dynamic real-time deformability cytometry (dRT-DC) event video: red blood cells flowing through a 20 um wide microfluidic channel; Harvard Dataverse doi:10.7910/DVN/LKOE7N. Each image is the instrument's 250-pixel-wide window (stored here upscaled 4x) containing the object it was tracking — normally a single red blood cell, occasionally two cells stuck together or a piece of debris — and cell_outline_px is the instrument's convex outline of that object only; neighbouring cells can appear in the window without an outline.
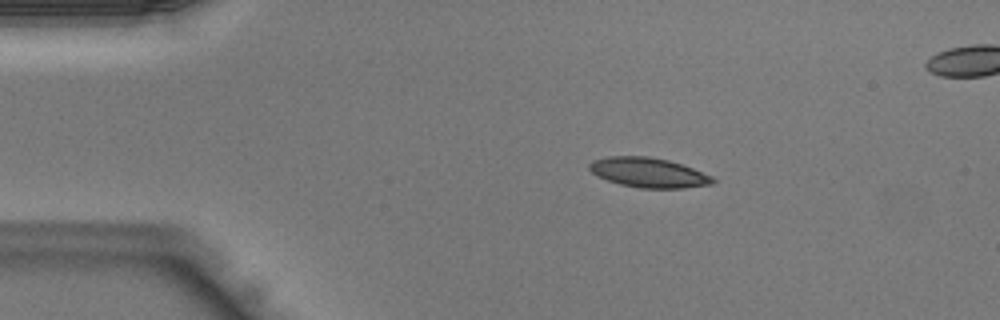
{"species": "Egyptian fruit bat (a non-hibernating species)", "species_latin": "Rousettus aegyptiacus", "temperature_condition": "warm", "stored_images_in_passage": 37, "camera_frame_rate_fps": 3000, "um_per_image_px": 0.085, "animal": {"sex": "male"}, "frame": {"image": 1, "passage_image": 1, "time_ms": 0.0, "image_size_px": [1000, 320], "cell_outline_px": [[716, 180], [712, 184], [684, 188], [640, 188], [620, 184], [608, 180], [592, 172], [588, 168], [588, 164], [592, 160], [608, 156], [648, 156], [668, 160], [692, 168], [712, 176]], "centroid_in_image_um": [55.12, 14.66], "position_along_channel_um": 29.9, "area_um2": 21.27}}
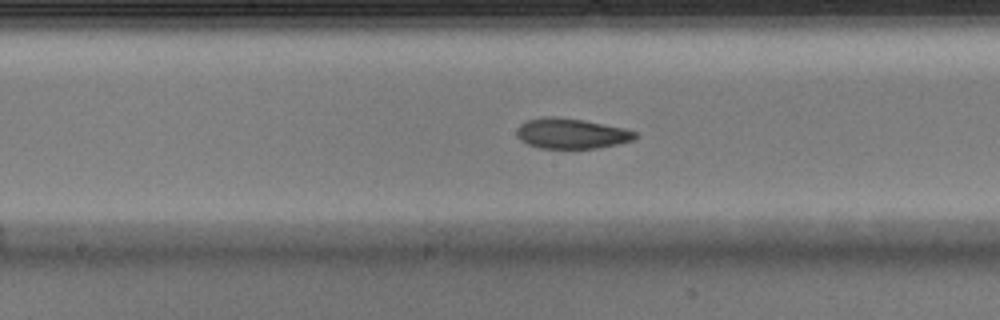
{"frame": {"image": 2, "passage_image": 15, "time_ms": 4.667, "image_size_px": [1000, 320], "cell_outline_px": [[636, 136], [632, 140], [616, 144], [596, 148], [540, 148], [528, 144], [520, 140], [516, 136], [516, 128], [524, 120], [540, 116], [556, 116], [584, 120], [624, 128], [636, 132]], "centroid_in_image_um": [48.48, 11.33], "position_along_channel_um": 199.7, "area_um2": 21.04}}
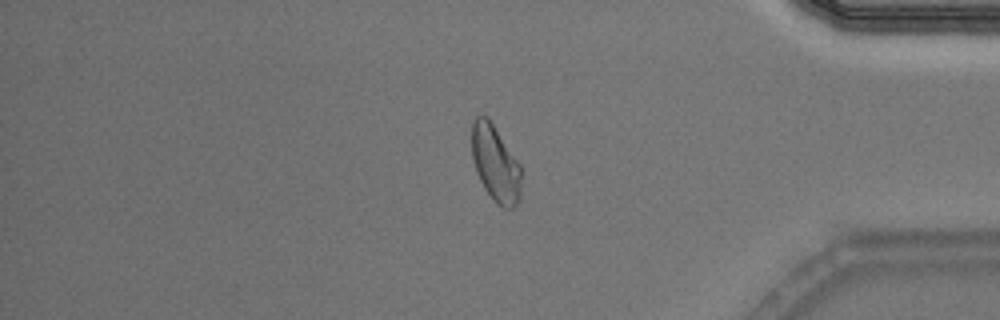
{"frame": {"image": 3, "passage_image": 29, "time_ms": 9.333, "image_size_px": [1000, 320], "cell_outline_px": [[520, 200], [512, 208], [504, 208], [496, 204], [484, 188], [476, 172], [472, 156], [472, 120], [476, 116], [488, 116], [520, 164]], "centroid_in_image_um": [42.1, 13.89], "position_along_channel_um": 393.1, "area_um2": 22.02}}